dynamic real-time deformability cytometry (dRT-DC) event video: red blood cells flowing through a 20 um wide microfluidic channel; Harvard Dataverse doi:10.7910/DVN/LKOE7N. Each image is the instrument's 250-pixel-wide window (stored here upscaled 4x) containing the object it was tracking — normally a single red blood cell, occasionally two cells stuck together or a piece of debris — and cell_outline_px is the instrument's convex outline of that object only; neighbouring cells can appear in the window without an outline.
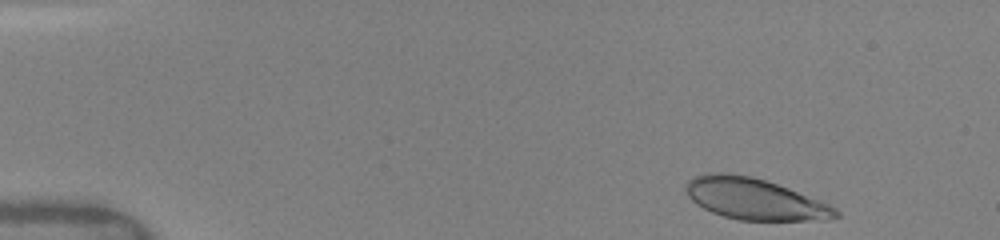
{"species": "human", "species_latin": "Homo sapiens", "temperature_condition": "warm", "stored_images_in_passage": 4, "camera_frame_rate_fps": 3000, "um_per_image_px": 0.085, "donor": {"sex": "female"}, "frame": {"image": 1, "passage_image": 1, "time_ms": 0.0, "image_size_px": [1000, 240], "cell_outline_px": [[840, 216], [828, 220], [740, 220], [724, 216], [712, 212], [696, 204], [688, 196], [684, 188], [684, 184], [688, 180], [696, 176], [712, 172], [728, 172], [752, 176], [788, 188], [828, 204], [836, 208], [840, 212]], "centroid_in_image_um": [64.12, 16.91], "position_along_channel_um": 20.9, "area_um2": 36.01}}
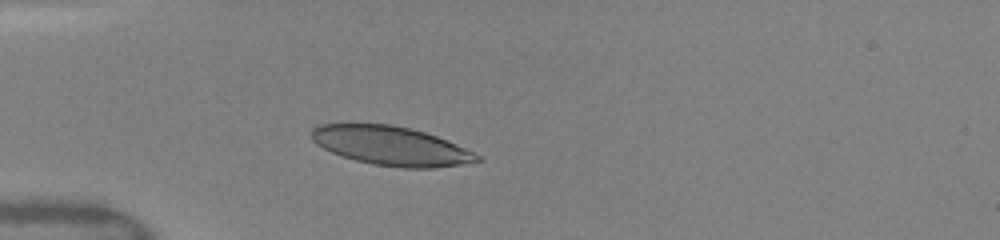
{"frame": {"image": 2, "passage_image": 4, "time_ms": 3.0, "image_size_px": [1000, 240], "cell_outline_px": [[484, 160], [468, 164], [436, 168], [404, 168], [372, 164], [356, 160], [332, 152], [316, 144], [308, 136], [312, 128], [316, 124], [392, 124], [424, 132], [436, 136], [464, 148], [480, 156]], "centroid_in_image_um": [33.22, 12.4], "position_along_channel_um": 51.8, "area_um2": 37.69}}